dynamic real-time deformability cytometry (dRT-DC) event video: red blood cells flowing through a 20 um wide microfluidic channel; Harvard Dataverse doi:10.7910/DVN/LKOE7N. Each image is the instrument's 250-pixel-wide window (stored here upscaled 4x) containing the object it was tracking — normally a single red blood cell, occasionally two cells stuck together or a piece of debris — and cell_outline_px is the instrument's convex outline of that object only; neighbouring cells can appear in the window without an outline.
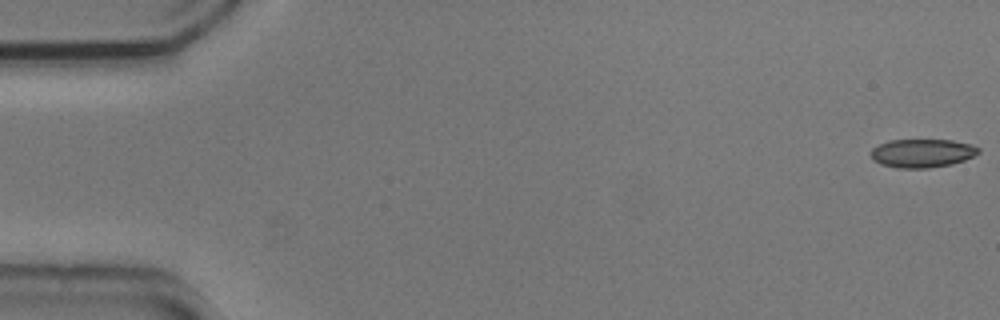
{"species": "common noctule bat (a hibernating species)", "species_latin": "Nyctalus noctula", "temperature_condition": "cold", "stored_images_in_passage": 55, "camera_frame_rate_fps": 3000, "um_per_image_px": 0.085, "animal": {"sex": "male", "body_mass_g": 20.5, "forearm_length_mm": 52.5}, "frame": {"image": 1, "passage_image": 1, "time_ms": 0.0, "image_size_px": [1000, 320], "cell_outline_px": [[980, 152], [964, 160], [952, 164], [928, 168], [896, 168], [880, 164], [872, 160], [872, 148], [888, 140], [952, 140], [972, 144], [980, 148]], "centroid_in_image_um": [78.39, 13.02], "position_along_channel_um": 6.6, "area_um2": 17.92}}
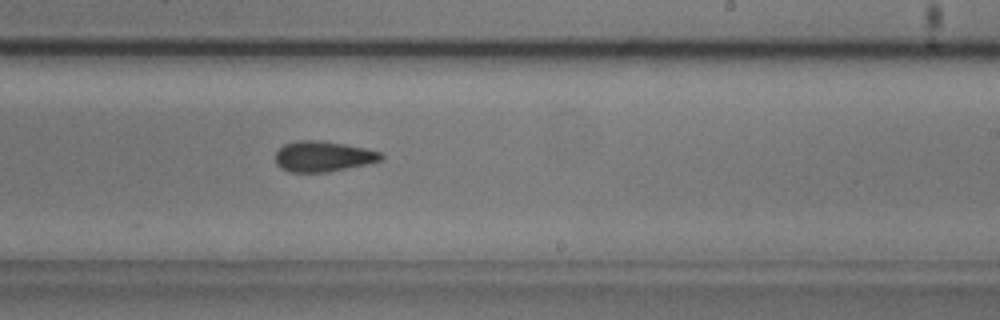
{"frame": {"image": 2, "passage_image": 33, "time_ms": 10.667, "image_size_px": [1000, 320], "cell_outline_px": [[384, 156], [380, 160], [368, 164], [328, 172], [292, 172], [280, 168], [276, 164], [276, 152], [284, 144], [296, 140], [320, 140], [344, 144], [384, 152]], "centroid_in_image_um": [27.47, 13.29], "position_along_channel_um": 261.5, "area_um2": 18.9}}
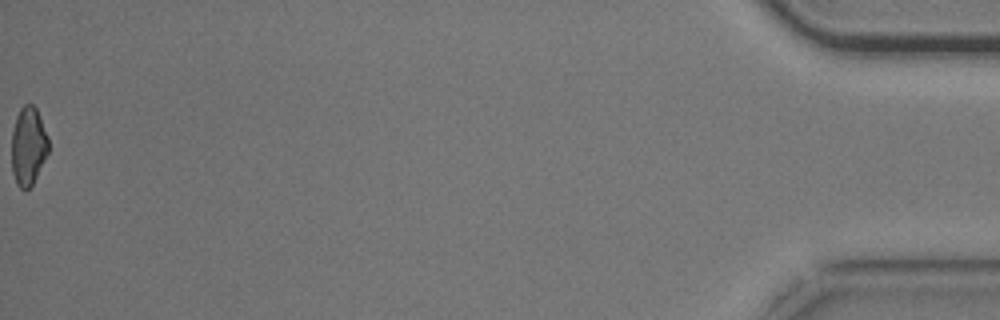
{"frame": {"image": 3, "passage_image": 55, "time_ms": 18.0, "image_size_px": [1000, 320], "cell_outline_px": [[48, 152], [32, 184], [24, 192], [16, 184], [12, 172], [12, 132], [16, 116], [20, 108], [24, 104], [32, 104], [36, 108], [48, 136]], "centroid_in_image_um": [2.39, 12.42], "position_along_channel_um": 432.8, "area_um2": 16.76}, "authors_computed_cell_mechanics": {"area_um2": 18.6116, "velocity_mm_per_s": 3.7247, "shape_relaxation_time_tau1_ms": 6.5048, "shape_relaxation_time_tau2_ms": 3.6521, "deformation_change_tau1": 0.1197, "deformation_change_tau2": 0.1082}}